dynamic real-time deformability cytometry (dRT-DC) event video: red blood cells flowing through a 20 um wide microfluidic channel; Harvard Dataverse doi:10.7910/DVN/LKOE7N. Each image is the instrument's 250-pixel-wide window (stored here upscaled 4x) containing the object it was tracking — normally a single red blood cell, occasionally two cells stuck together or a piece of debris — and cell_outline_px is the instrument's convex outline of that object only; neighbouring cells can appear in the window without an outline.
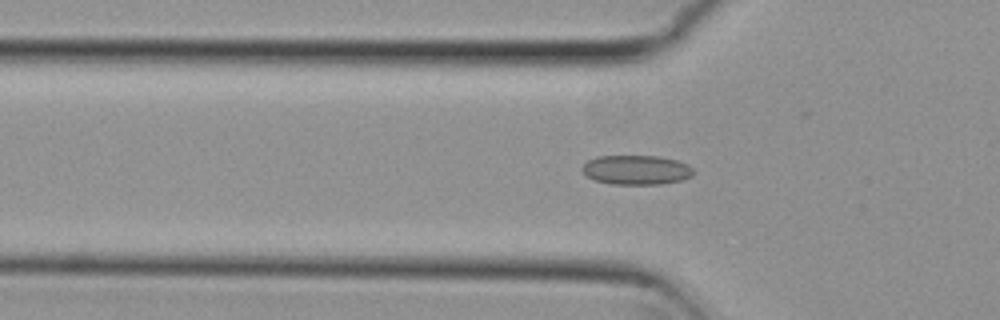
{"species": "common noctule bat (a hibernating species)", "species_latin": "Nyctalus noctula", "temperature_condition": "cold", "stored_images_in_passage": 53, "camera_frame_rate_fps": 3000, "um_per_image_px": 0.085, "animal": {"sex": "female", "body_mass_g": 29.2, "forearm_length_mm": 56.3}, "frame": {"image": 1, "passage_image": 18, "time_ms": 5.667, "image_size_px": [1000, 320], "cell_outline_px": [[696, 172], [692, 176], [684, 180], [660, 184], [612, 184], [596, 180], [588, 176], [580, 168], [588, 160], [596, 156], [656, 156], [676, 160], [688, 164]], "centroid_in_image_um": [54.12, 14.44], "position_along_channel_um": 71.7, "area_um2": 19.13}}
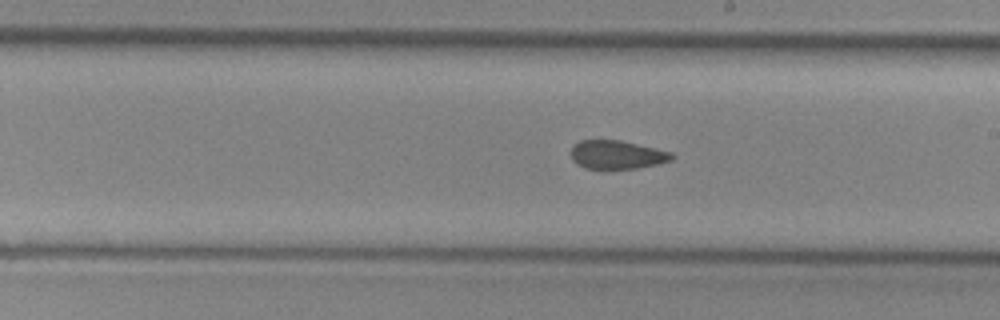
{"frame": {"image": 2, "passage_image": 31, "time_ms": 10.0, "image_size_px": [1000, 320], "cell_outline_px": [[676, 156], [672, 160], [660, 164], [636, 168], [600, 172], [584, 168], [576, 164], [572, 160], [568, 152], [580, 140], [620, 140], [672, 152]], "centroid_in_image_um": [52.4, 13.2], "position_along_channel_um": 236.6, "area_um2": 17.63}}
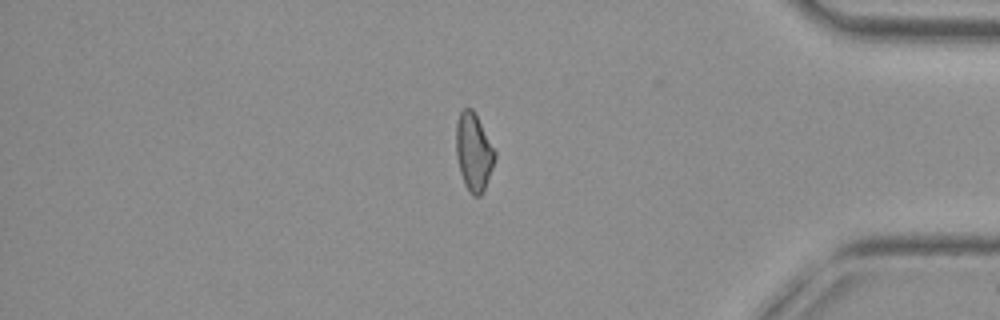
{"frame": {"image": 3, "passage_image": 46, "time_ms": 15.0, "image_size_px": [1000, 320], "cell_outline_px": [[496, 156], [492, 168], [484, 188], [480, 196], [472, 196], [464, 184], [460, 172], [456, 156], [456, 124], [460, 112], [464, 108], [472, 108], [496, 152]], "centroid_in_image_um": [40.24, 12.93], "position_along_channel_um": 395.0, "area_um2": 17.34}, "authors_computed_cell_mechanics": {"area_um2": 18.3226, "velocity_mm_per_s": 3.7908, "shape_relaxation_time_tau1_ms": null, "shape_relaxation_time_tau2_ms": 2.9633, "deformation_change_tau1": null, "deformation_change_tau2": 0.0943}}